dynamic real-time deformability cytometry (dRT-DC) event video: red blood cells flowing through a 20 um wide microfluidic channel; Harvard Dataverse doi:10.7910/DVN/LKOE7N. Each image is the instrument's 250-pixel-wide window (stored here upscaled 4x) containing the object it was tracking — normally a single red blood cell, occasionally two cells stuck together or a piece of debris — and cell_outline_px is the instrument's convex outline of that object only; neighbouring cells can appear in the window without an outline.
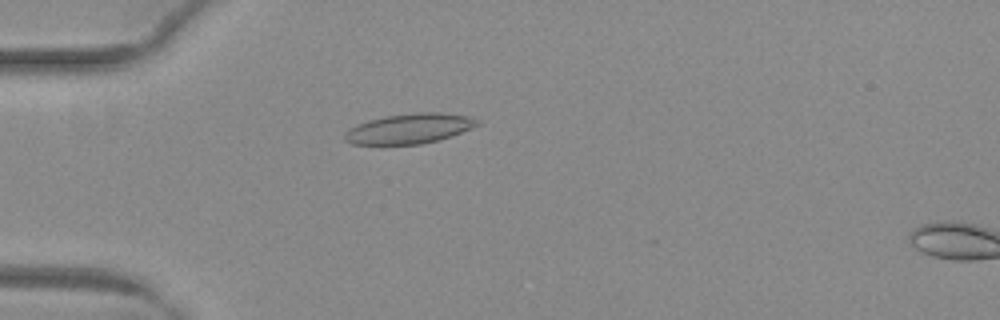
{"species": "common noctule bat (a hibernating species)", "species_latin": "Nyctalus noctula", "temperature_condition": "warm", "stored_images_in_passage": 8, "camera_frame_rate_fps": 3000, "um_per_image_px": 0.085, "animal": {"sex": "female", "body_mass_g": 29.2, "forearm_length_mm": 56.3}, "frame": {"image": 1, "passage_image": 6, "time_ms": 1.667, "image_size_px": [1000, 320], "cell_outline_px": [[480, 124], [472, 128], [436, 140], [420, 144], [352, 144], [344, 140], [344, 132], [348, 128], [368, 120], [384, 116], [416, 112], [440, 112], [468, 116], [480, 120]], "centroid_in_image_um": [34.76, 10.92], "position_along_channel_um": 50.2, "area_um2": 23.12}}